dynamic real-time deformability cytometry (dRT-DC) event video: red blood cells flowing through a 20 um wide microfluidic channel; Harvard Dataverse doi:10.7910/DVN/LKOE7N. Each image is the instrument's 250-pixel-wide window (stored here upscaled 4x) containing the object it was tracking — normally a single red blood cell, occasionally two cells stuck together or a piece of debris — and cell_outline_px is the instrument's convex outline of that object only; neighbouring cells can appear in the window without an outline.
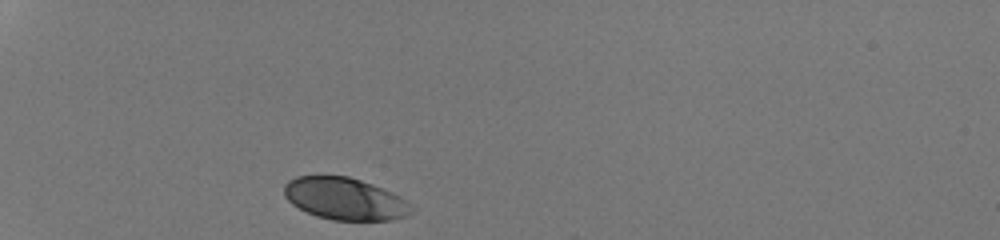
{"species": "human", "species_latin": "Homo sapiens", "temperature_condition": "room temperature", "stored_images_in_passage": 29, "camera_frame_rate_fps": 3000, "um_per_image_px": 0.085, "donor": {"sex": "male"}, "frame": {"image": 1, "passage_image": 1, "time_ms": 0.0, "image_size_px": [1000, 240], "cell_outline_px": [[412, 212], [408, 216], [392, 220], [332, 220], [316, 216], [292, 204], [284, 196], [284, 184], [288, 180], [296, 176], [348, 176], [372, 184], [392, 192], [400, 196], [412, 204]], "centroid_in_image_um": [29.33, 16.9], "position_along_channel_um": 55.7, "area_um2": 31.33}}
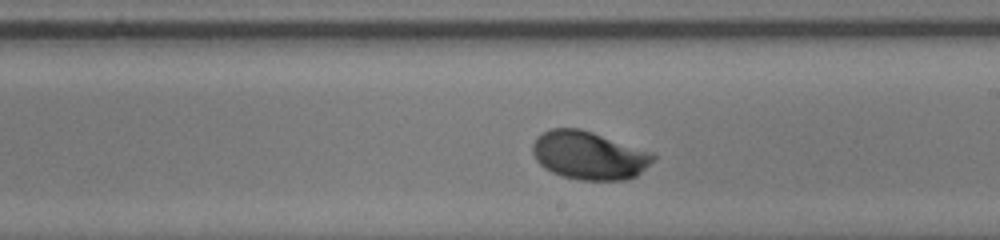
{"frame": {"image": 2, "passage_image": 17, "time_ms": 5.333, "image_size_px": [1000, 240], "cell_outline_px": [[656, 156], [636, 176], [624, 180], [580, 180], [564, 176], [552, 172], [544, 168], [536, 160], [532, 152], [532, 144], [536, 136], [552, 128], [580, 128], [652, 152]], "centroid_in_image_um": [50.02, 13.2], "position_along_channel_um": 239.0, "area_um2": 33.64}}
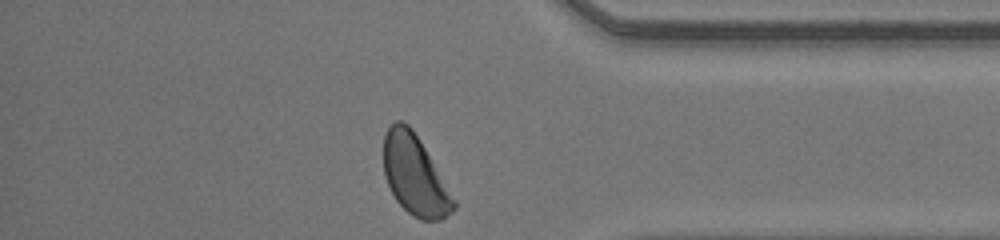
{"frame": {"image": 3, "passage_image": 29, "time_ms": 9.333, "image_size_px": [1000, 240], "cell_outline_px": [[456, 208], [452, 212], [440, 220], [420, 220], [412, 216], [396, 200], [384, 176], [384, 136], [388, 128], [396, 120], [400, 120], [408, 124], [412, 128], [456, 200]], "centroid_in_image_um": [35.26, 14.91], "position_along_channel_um": 399.9, "area_um2": 32.25}, "authors_computed_cell_mechanics": {"area_um2": 32.7148, "velocity_mm_per_s": 4.2359, "shape_relaxation_time_tau1_ms": 1.997, "shape_relaxation_time_tau2_ms": null, "deformation_change_tau1": 0.1198, "deformation_change_tau2": null}}